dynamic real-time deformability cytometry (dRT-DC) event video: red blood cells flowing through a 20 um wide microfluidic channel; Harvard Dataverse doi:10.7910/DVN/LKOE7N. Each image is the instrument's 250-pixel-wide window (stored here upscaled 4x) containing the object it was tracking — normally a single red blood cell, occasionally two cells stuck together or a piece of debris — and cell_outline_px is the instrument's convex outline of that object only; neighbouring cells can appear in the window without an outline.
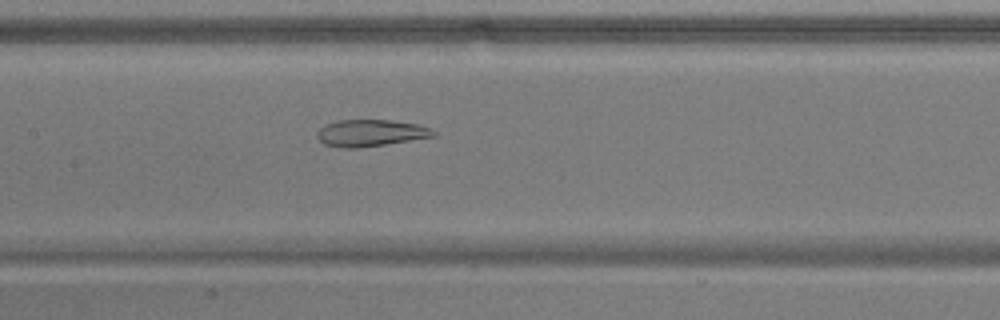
{"species": "common noctule bat (a hibernating species)", "species_latin": "Nyctalus noctula", "temperature_condition": "warm", "stored_images_in_passage": 49, "camera_frame_rate_fps": 3000, "um_per_image_px": 0.085, "animal": {"sex": "male", "body_mass_g": 17.9}, "frame": {"image": 1, "passage_image": 21, "time_ms": 6.667, "image_size_px": [1000, 320], "cell_outline_px": [[436, 136], [384, 144], [356, 148], [340, 148], [324, 144], [316, 136], [316, 132], [324, 124], [340, 120], [392, 120], [416, 124], [428, 128], [436, 132]], "centroid_in_image_um": [31.45, 11.3], "position_along_channel_um": 176.0, "area_um2": 18.03}}
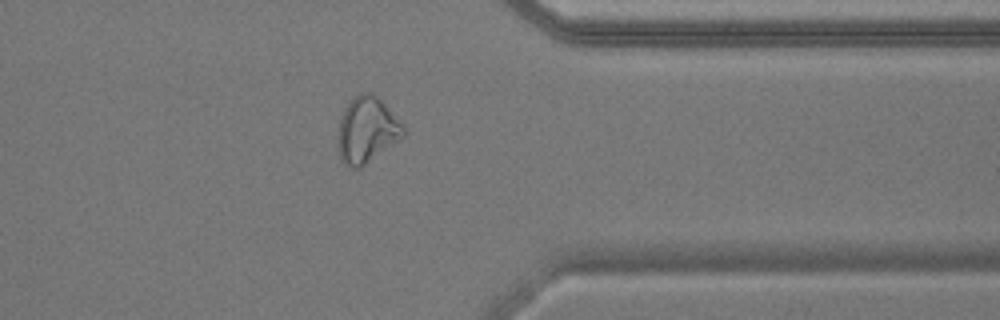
{"frame": {"image": 2, "passage_image": 38, "time_ms": 12.333, "image_size_px": [1000, 320], "cell_outline_px": [[404, 136], [360, 168], [348, 168], [340, 160], [340, 116], [348, 100], [360, 92], [372, 92], [384, 104], [404, 128]], "centroid_in_image_um": [31.16, 11.04], "position_along_channel_um": 380.2, "area_um2": 24.57}}
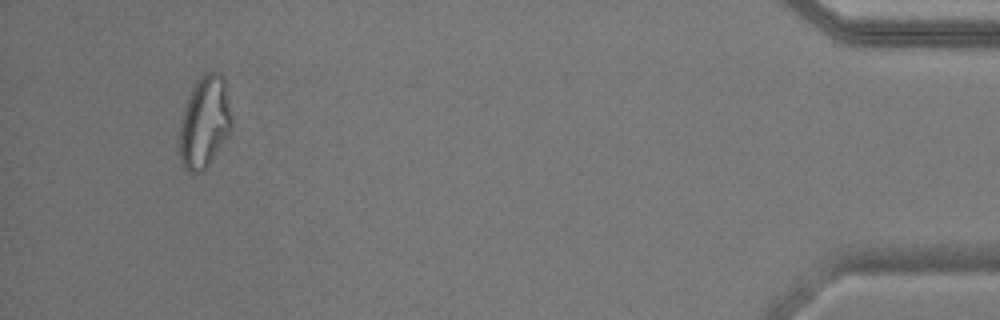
{"frame": {"image": 3, "passage_image": 46, "time_ms": 15.0, "image_size_px": [1000, 320], "cell_outline_px": [[232, 124], [228, 136], [208, 164], [200, 172], [192, 176], [188, 176], [180, 164], [180, 124], [184, 108], [188, 96], [196, 80], [200, 76], [208, 72], [216, 72], [224, 76], [232, 116]], "centroid_in_image_um": [17.38, 10.41], "position_along_channel_um": 417.8, "area_um2": 28.21}, "authors_computed_cell_mechanics": {"area_um2": 24.565, "velocity_mm_per_s": 3.7575, "shape_relaxation_time_tau1_ms": null, "shape_relaxation_time_tau2_ms": 3.5057, "deformation_change_tau1": null, "deformation_change_tau2": 0.1267}}